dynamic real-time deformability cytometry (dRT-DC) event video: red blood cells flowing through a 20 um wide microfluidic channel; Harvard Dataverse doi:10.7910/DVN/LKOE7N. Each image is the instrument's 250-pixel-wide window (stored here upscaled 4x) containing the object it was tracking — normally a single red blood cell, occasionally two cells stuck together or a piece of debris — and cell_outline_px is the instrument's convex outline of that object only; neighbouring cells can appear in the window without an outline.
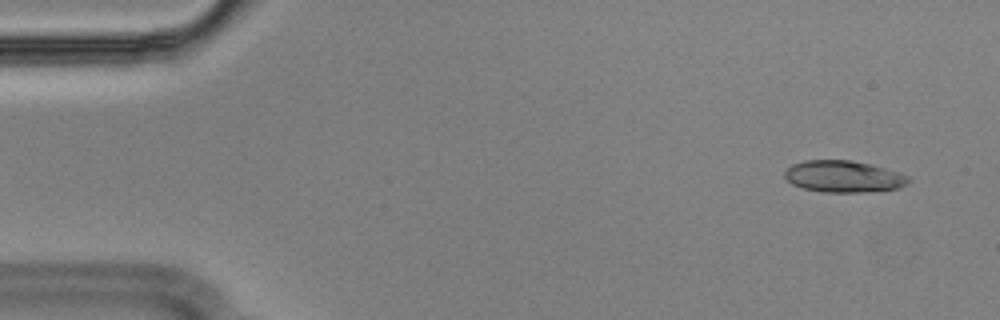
{"species": "Egyptian fruit bat (a non-hibernating species)", "species_latin": "Rousettus aegyptiacus", "temperature_condition": "cold", "stored_images_in_passage": 56, "camera_frame_rate_fps": 3000, "um_per_image_px": 0.085, "animal": {"sex": "male"}, "frame": {"image": 1, "passage_image": 4, "time_ms": 1.0, "image_size_px": [1000, 320], "cell_outline_px": [[912, 180], [908, 184], [900, 188], [860, 192], [824, 192], [804, 188], [792, 184], [784, 176], [784, 172], [792, 164], [804, 160], [848, 160], [868, 164], [884, 168], [908, 176]], "centroid_in_image_um": [71.7, 15.0], "position_along_channel_um": 13.3, "area_um2": 22.66}}
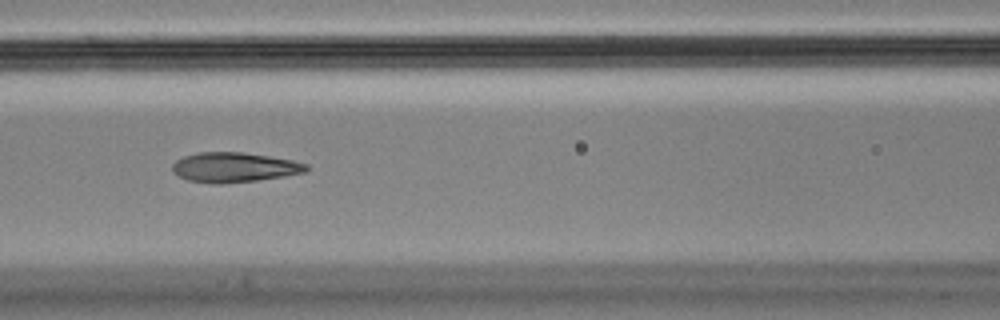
{"frame": {"image": 2, "passage_image": 24, "time_ms": 7.667, "image_size_px": [1000, 320], "cell_outline_px": [[308, 168], [304, 172], [284, 176], [256, 180], [220, 184], [216, 184], [188, 180], [180, 176], [172, 168], [172, 164], [176, 160], [184, 156], [196, 152], [244, 152], [292, 160], [308, 164]], "centroid_in_image_um": [19.9, 14.21], "position_along_channel_um": 146.7, "area_um2": 23.06}}
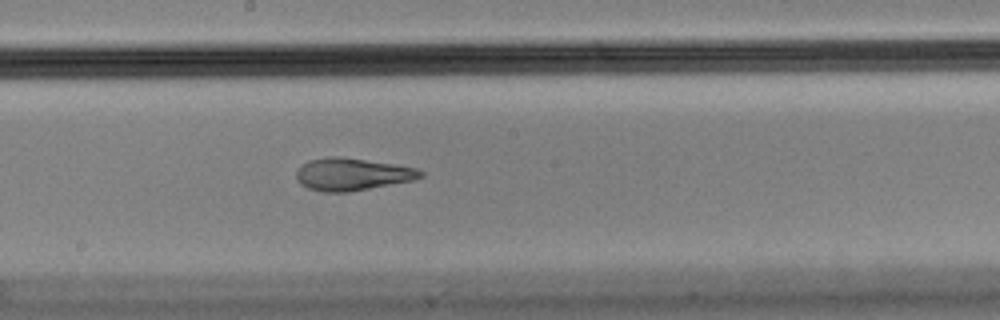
{"frame": {"image": 3, "passage_image": 30, "time_ms": 9.667, "image_size_px": [1000, 320], "cell_outline_px": [[424, 176], [412, 180], [348, 192], [324, 192], [308, 188], [300, 184], [296, 180], [296, 168], [308, 160], [332, 156], [340, 156], [396, 164], [416, 168], [424, 172]], "centroid_in_image_um": [29.89, 14.8], "position_along_channel_um": 218.3, "area_um2": 23.52}, "authors_computed_cell_mechanics": {"area_um2": 23.1778, "velocity_mm_per_s": 3.5894, "shape_relaxation_time_tau1_ms": null, "shape_relaxation_time_tau2_ms": 1.751, "deformation_change_tau1": null, "deformation_change_tau2": 0.0993}}